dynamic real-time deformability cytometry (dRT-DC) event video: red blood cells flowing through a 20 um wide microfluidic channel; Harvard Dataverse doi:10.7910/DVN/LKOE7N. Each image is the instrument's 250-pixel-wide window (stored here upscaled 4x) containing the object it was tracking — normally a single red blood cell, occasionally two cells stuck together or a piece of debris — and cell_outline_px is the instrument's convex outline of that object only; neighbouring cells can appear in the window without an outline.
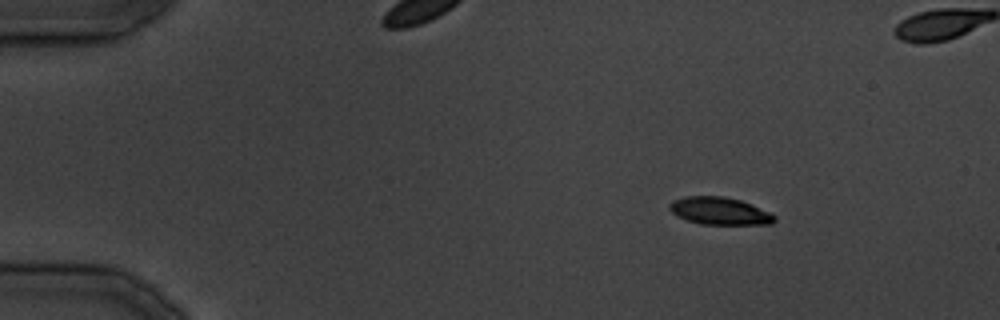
{"species": "common noctule bat (a hibernating species)", "species_latin": "Nyctalus noctula", "temperature_condition": "cold", "stored_images_in_passage": 37, "camera_frame_rate_fps": 3000, "um_per_image_px": 0.085, "animal": {"sex": "male", "body_mass_g": 19.5, "forearm_length_mm": 54.6}, "frame": {"image": 1, "passage_image": 6, "time_ms": 5.667, "image_size_px": [1000, 320], "cell_outline_px": [[776, 220], [772, 224], [700, 224], [676, 216], [668, 208], [668, 204], [672, 200], [688, 196], [724, 196], [740, 200], [752, 204], [772, 212], [776, 216]], "centroid_in_image_um": [61.19, 17.93], "position_along_channel_um": 23.8, "area_um2": 16.99}}